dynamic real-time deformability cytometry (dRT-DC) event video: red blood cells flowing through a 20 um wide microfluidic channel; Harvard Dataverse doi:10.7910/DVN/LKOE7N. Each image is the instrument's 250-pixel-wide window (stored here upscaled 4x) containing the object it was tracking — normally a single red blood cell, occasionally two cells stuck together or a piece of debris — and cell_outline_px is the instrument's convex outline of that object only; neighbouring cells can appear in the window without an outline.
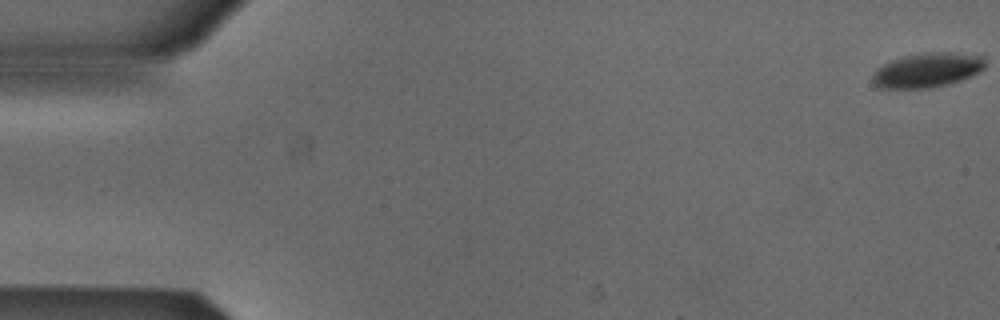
{"species": "Egyptian fruit bat (a non-hibernating species)", "species_latin": "Rousettus aegyptiacus", "temperature_condition": "cold", "stored_images_in_passage": 54, "camera_frame_rate_fps": 3000, "um_per_image_px": 0.085, "animal": {"sex": "male"}, "frame": {"image": 1, "passage_image": 1, "time_ms": 0.0, "image_size_px": [1000, 320], "cell_outline_px": [[984, 68], [960, 80], [948, 84], [928, 88], [880, 88], [872, 80], [872, 72], [876, 68], [892, 60], [904, 56], [924, 52], [984, 52]], "centroid_in_image_um": [78.86, 5.92], "position_along_channel_um": 6.1, "area_um2": 22.95}}
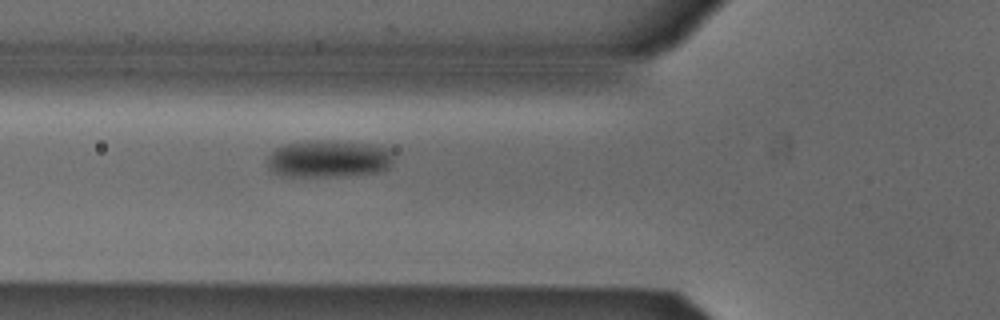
{"frame": {"image": 2, "passage_image": 20, "time_ms": 6.333, "image_size_px": [1000, 320], "cell_outline_px": [[396, 152], [392, 168], [376, 172], [348, 176], [284, 176], [272, 172], [268, 168], [268, 156], [276, 148], [284, 144], [304, 140], [332, 140], [372, 144], [392, 148]], "centroid_in_image_um": [28.03, 13.48], "position_along_channel_um": 97.8, "area_um2": 28.32}}
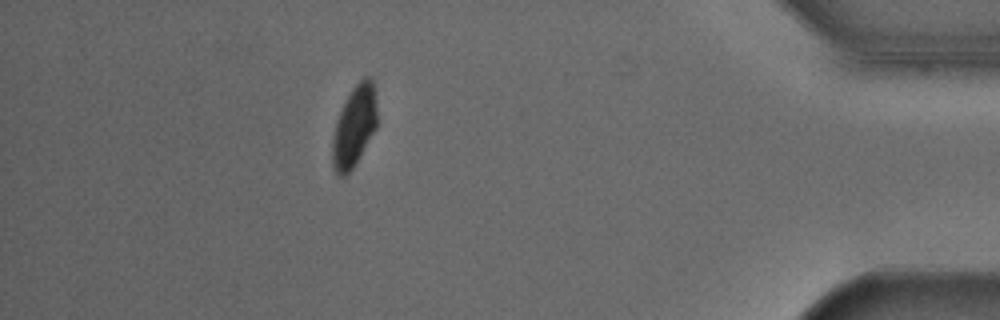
{"frame": {"image": 3, "passage_image": 48, "time_ms": 15.667, "image_size_px": [1000, 320], "cell_outline_px": [[376, 128], [356, 164], [344, 176], [340, 176], [336, 172], [332, 164], [332, 140], [336, 120], [352, 88], [364, 76], [372, 76], [376, 100]], "centroid_in_image_um": [30.12, 10.73], "position_along_channel_um": 405.1, "area_um2": 20.98}, "authors_computed_cell_mechanics": {"area_um2": 24.565, "velocity_mm_per_s": 3.845, "shape_relaxation_time_tau1_ms": 2.9882, "shape_relaxation_time_tau2_ms": null, "deformation_change_tau1": 0.0836, "deformation_change_tau2": null}}